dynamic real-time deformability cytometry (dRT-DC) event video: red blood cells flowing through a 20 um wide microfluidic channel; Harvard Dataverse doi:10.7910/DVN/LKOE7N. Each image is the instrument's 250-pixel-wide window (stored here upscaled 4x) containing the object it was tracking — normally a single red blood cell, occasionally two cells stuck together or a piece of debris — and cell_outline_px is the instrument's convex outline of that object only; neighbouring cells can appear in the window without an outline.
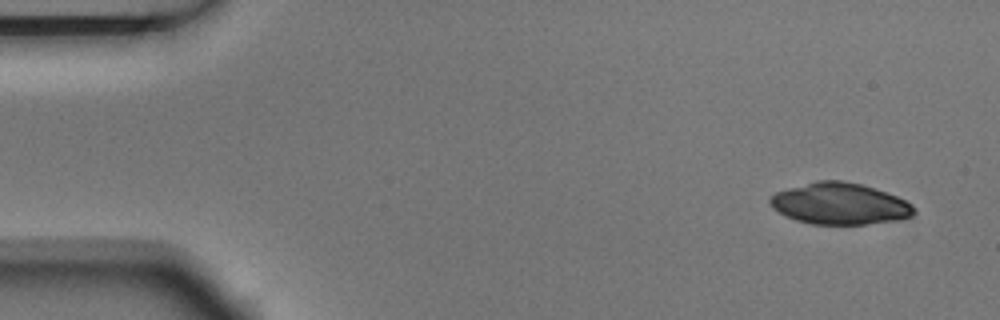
{"species": "Egyptian fruit bat (a non-hibernating species)", "species_latin": "Rousettus aegyptiacus", "temperature_condition": "room temperature", "stored_images_in_passage": 4, "camera_frame_rate_fps": 3000, "um_per_image_px": 0.085, "animal": {"sex": "male"}, "frame": {"image": 1, "passage_image": 1, "time_ms": 0.0, "image_size_px": [1000, 320], "cell_outline_px": [[916, 212], [912, 216], [900, 220], [868, 224], [812, 224], [796, 220], [784, 216], [772, 208], [768, 200], [776, 192], [788, 188], [816, 180], [840, 180], [860, 184], [896, 196], [912, 204]], "centroid_in_image_um": [71.36, 17.32], "position_along_channel_um": 13.6, "area_um2": 34.8}}